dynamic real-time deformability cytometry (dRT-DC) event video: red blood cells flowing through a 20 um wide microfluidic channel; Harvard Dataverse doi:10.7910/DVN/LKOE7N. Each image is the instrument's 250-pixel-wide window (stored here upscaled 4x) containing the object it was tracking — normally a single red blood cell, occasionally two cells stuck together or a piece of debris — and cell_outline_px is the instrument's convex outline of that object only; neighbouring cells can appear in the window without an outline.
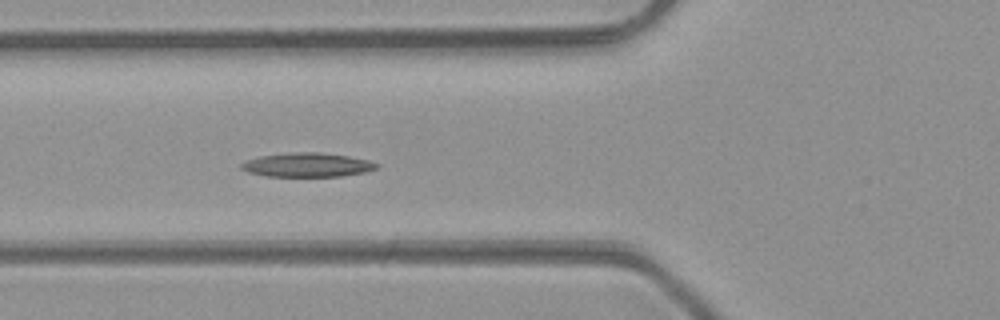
{"species": "common noctule bat (a hibernating species)", "species_latin": "Nyctalus noctula", "temperature_condition": "room temperature", "stored_images_in_passage": 43, "camera_frame_rate_fps": 3000, "um_per_image_px": 0.085, "animal": {"sex": "male", "body_mass_g": 23.1, "forearm_length_mm": 52.7}, "frame": {"image": 1, "passage_image": 18, "time_ms": 5.667, "image_size_px": [1000, 320], "cell_outline_px": [[380, 168], [364, 172], [340, 176], [264, 176], [248, 172], [240, 168], [240, 164], [248, 160], [260, 156], [300, 152], [316, 152], [348, 156], [368, 160], [380, 164]], "centroid_in_image_um": [26.14, 14.02], "position_along_channel_um": 99.7, "area_um2": 18.79}}
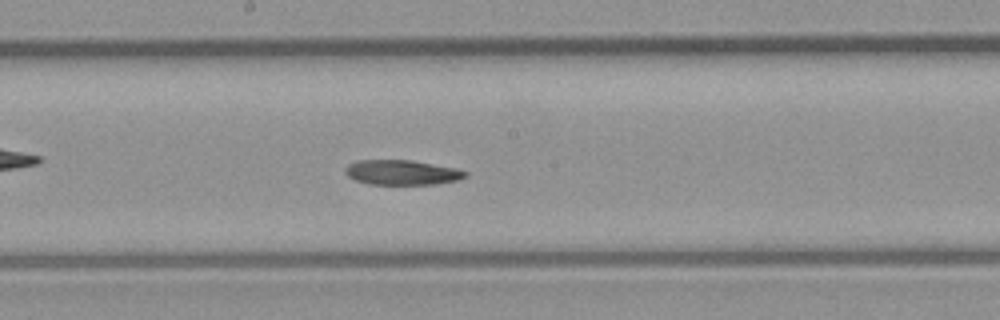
{"frame": {"image": 2, "passage_image": 26, "time_ms": 8.333, "image_size_px": [1000, 320], "cell_outline_px": [[468, 176], [460, 180], [436, 184], [368, 184], [356, 180], [348, 176], [344, 172], [344, 168], [348, 164], [356, 160], [412, 160], [456, 168], [468, 172]], "centroid_in_image_um": [34.18, 14.65], "position_along_channel_um": 214.0, "area_um2": 17.57}}
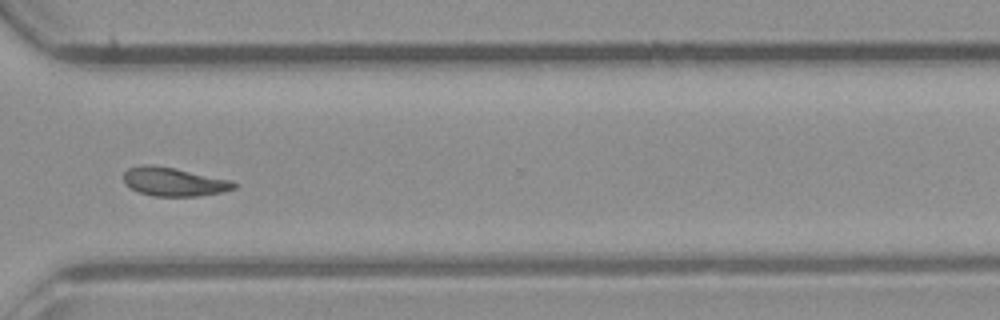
{"frame": {"image": 3, "passage_image": 36, "time_ms": 11.667, "image_size_px": [1000, 320], "cell_outline_px": [[240, 184], [236, 188], [224, 192], [200, 196], [156, 196], [140, 192], [124, 184], [124, 172], [128, 168], [144, 164], [172, 168], [232, 180]], "centroid_in_image_um": [14.83, 15.46], "position_along_channel_um": 355.8, "area_um2": 18.32}, "authors_computed_cell_mechanics": {"area_um2": 18.496, "velocity_mm_per_s": 4.2682, "shape_relaxation_time_tau1_ms": null, "shape_relaxation_time_tau2_ms": 6.481, "deformation_change_tau1": null, "deformation_change_tau2": 0.1298}}